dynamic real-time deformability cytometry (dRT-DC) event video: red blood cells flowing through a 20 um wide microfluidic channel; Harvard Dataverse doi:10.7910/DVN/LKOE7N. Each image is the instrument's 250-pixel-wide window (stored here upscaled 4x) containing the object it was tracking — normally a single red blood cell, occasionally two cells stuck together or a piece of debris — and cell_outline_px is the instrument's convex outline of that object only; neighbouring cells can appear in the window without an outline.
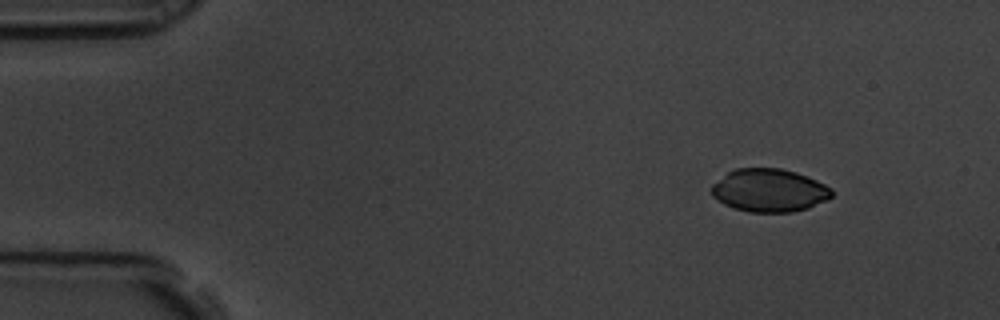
{"species": "common noctule bat (a hibernating species)", "species_latin": "Nyctalus noctula", "temperature_condition": "room temperature", "stored_images_in_passage": 4, "camera_frame_rate_fps": 3000, "um_per_image_px": 0.085, "animal": {"sex": "male", "body_mass_g": 19.5, "forearm_length_mm": 54.6}, "frame": {"image": 1, "passage_image": 1, "time_ms": 0.0, "image_size_px": [1000, 320], "cell_outline_px": [[832, 196], [828, 200], [808, 208], [792, 212], [748, 212], [724, 204], [716, 200], [712, 196], [712, 184], [728, 172], [736, 168], [780, 168], [796, 172], [816, 180], [832, 188]], "centroid_in_image_um": [65.39, 16.18], "position_along_channel_um": 19.6, "area_um2": 30.17}}